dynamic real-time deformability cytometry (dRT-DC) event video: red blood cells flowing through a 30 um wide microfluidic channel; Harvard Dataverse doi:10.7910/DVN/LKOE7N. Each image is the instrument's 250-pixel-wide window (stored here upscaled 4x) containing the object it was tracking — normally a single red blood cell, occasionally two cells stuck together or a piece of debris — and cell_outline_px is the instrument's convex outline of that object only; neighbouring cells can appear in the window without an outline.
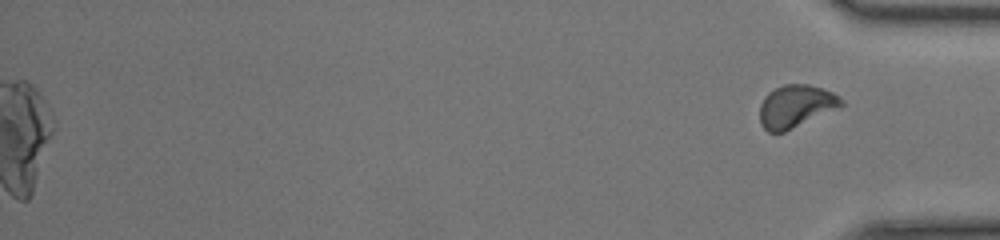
{"species": "common noctule bat (a hibernating species)", "species_latin": "Nyctalus noctula", "temperature_condition": "room temperature", "stored_images_in_passage": 35, "camera_frame_rate_fps": 3000, "um_per_image_px": 0.085, "animal": {"sex": "female", "body_mass_g": 17.0, "forearm_length_mm": 48.0}, "frame": {"image": 1, "passage_image": 35, "time_ms": 11.333, "image_size_px": [1000, 240], "cell_outline_px": [[844, 104], [840, 108], [784, 132], [768, 132], [760, 124], [760, 104], [764, 96], [768, 92], [784, 84], [808, 84], [832, 92], [840, 96], [844, 100]], "centroid_in_image_um": [67.65, 9.03], "position_along_channel_um": 367.5, "area_um2": 20.4}}